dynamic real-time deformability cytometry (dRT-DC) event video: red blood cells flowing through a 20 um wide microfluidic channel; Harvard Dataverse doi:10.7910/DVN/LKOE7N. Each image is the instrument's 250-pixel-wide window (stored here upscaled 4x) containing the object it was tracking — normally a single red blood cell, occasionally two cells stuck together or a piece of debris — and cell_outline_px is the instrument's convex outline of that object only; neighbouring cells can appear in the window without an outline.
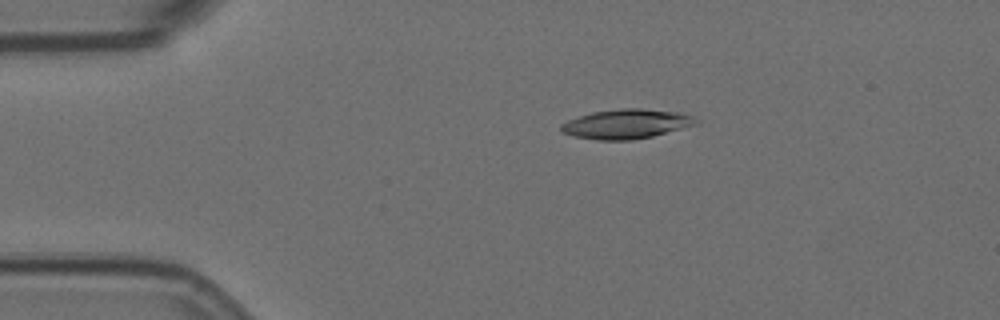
{"species": "Egyptian fruit bat (a non-hibernating species)", "species_latin": "Rousettus aegyptiacus", "temperature_condition": "room temperature", "stored_images_in_passage": 6, "camera_frame_rate_fps": 3000, "um_per_image_px": 0.085, "animal": {"sex": "female"}, "frame": {"image": 1, "passage_image": 4, "time_ms": 1.0, "image_size_px": [1000, 320], "cell_outline_px": [[700, 124], [652, 136], [632, 140], [596, 140], [576, 136], [564, 132], [560, 128], [560, 124], [568, 120], [592, 112], [620, 108], [640, 108], [676, 112], [692, 116], [700, 120]], "centroid_in_image_um": [53.28, 10.53], "position_along_channel_um": 31.7, "area_um2": 23.12}}
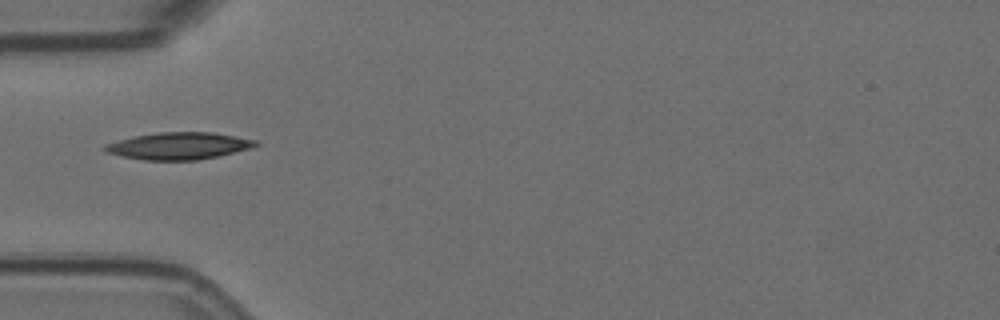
{"frame": {"image": 2, "passage_image": 6, "time_ms": 1.667, "image_size_px": [1000, 320], "cell_outline_px": [[260, 144], [248, 148], [216, 156], [196, 160], [144, 160], [120, 156], [104, 152], [100, 148], [104, 144], [136, 136], [160, 132], [212, 132], [256, 140]], "centroid_in_image_um": [15.11, 12.4], "position_along_channel_um": 69.9, "area_um2": 23.52}}